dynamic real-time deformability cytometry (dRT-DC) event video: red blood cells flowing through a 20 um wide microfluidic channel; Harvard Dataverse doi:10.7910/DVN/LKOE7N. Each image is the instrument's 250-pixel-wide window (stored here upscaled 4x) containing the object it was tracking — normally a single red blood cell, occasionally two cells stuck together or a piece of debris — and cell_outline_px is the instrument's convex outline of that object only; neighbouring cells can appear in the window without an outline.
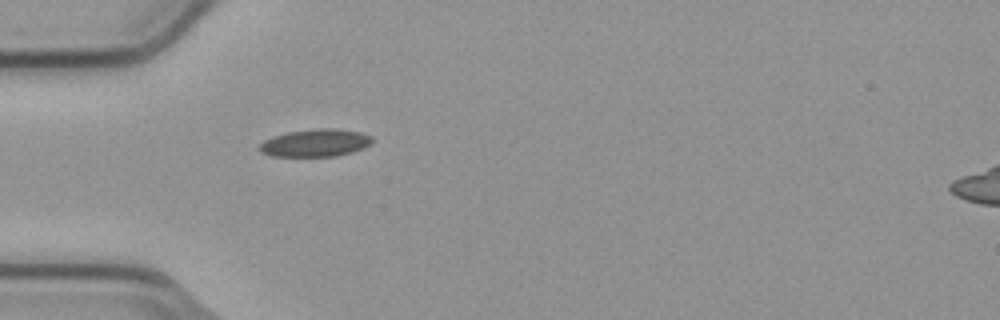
{"species": "common noctule bat (a hibernating species)", "species_latin": "Nyctalus noctula", "temperature_condition": "cold", "stored_images_in_passage": 4, "camera_frame_rate_fps": 3000, "um_per_image_px": 0.085, "animal": {"sex": "male", "body_mass_g": 23.1, "forearm_length_mm": 52.7}, "frame": {"image": 1, "passage_image": 4, "time_ms": 1.0, "image_size_px": [1000, 320], "cell_outline_px": [[372, 140], [364, 148], [352, 152], [336, 156], [272, 156], [260, 152], [256, 148], [264, 140], [272, 136], [288, 132], [316, 128], [332, 128], [360, 132], [372, 136]], "centroid_in_image_um": [26.76, 12.14], "position_along_channel_um": 58.2, "area_um2": 18.15}}